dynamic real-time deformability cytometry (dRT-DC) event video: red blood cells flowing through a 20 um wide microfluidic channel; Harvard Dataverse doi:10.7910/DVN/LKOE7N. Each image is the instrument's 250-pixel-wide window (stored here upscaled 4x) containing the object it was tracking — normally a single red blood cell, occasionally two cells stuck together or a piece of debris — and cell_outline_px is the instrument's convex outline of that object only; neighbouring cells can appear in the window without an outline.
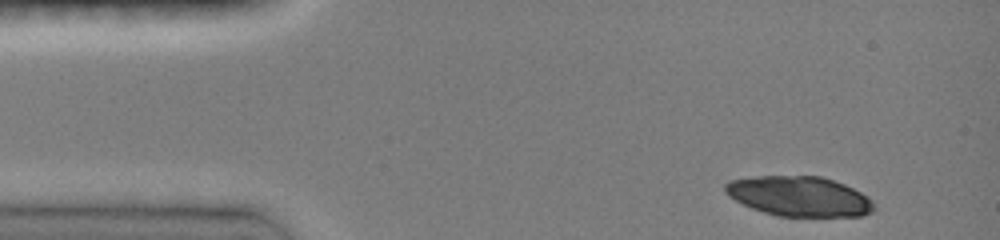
{"species": "common noctule bat (a hibernating species)", "species_latin": "Nyctalus noctula", "temperature_condition": "room temperature", "stored_images_in_passage": 64, "camera_frame_rate_fps": 3000, "um_per_image_px": 0.085, "animal": {"sex": "female", "body_mass_g": 19.0, "forearm_length_mm": 51.5}, "frame": {"image": 1, "passage_image": 1, "time_ms": 0.0, "image_size_px": [1000, 240], "cell_outline_px": [[876, 208], [872, 212], [864, 216], [776, 216], [752, 208], [728, 196], [724, 192], [724, 184], [728, 180], [760, 176], [820, 176], [844, 184], [868, 196], [872, 200]], "centroid_in_image_um": [67.94, 16.69], "position_along_channel_um": 17.1, "area_um2": 34.68}}